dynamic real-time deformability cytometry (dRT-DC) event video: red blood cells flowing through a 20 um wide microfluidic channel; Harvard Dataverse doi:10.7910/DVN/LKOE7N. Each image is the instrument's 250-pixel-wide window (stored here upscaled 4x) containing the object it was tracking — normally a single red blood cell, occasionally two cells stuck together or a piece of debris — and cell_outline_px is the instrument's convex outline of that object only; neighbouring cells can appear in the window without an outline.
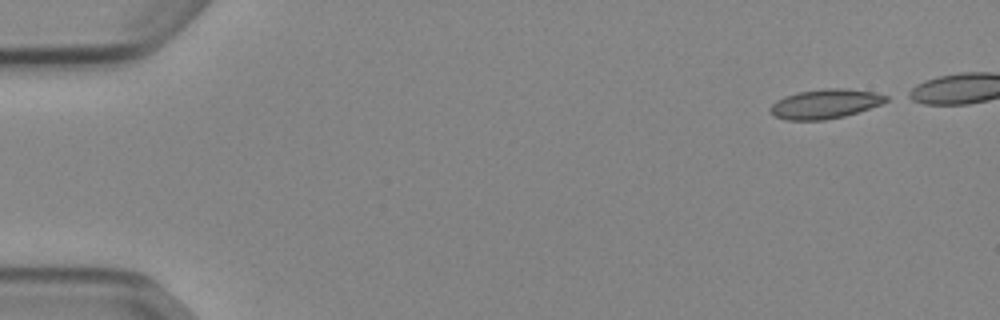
{"species": "Egyptian fruit bat (a non-hibernating species)", "species_latin": "Rousettus aegyptiacus", "temperature_condition": "cold", "stored_images_in_passage": 43, "camera_frame_rate_fps": 3000, "um_per_image_px": 0.085, "animal": {"sex": "female"}, "frame": {"image": 1, "passage_image": 1, "time_ms": 0.0, "image_size_px": [1000, 320], "cell_outline_px": [[888, 100], [880, 104], [844, 116], [824, 120], [788, 120], [776, 116], [768, 112], [768, 108], [776, 100], [784, 96], [796, 92], [824, 88], [844, 88], [876, 92], [888, 96]], "centroid_in_image_um": [70.09, 8.81], "position_along_channel_um": 14.9, "area_um2": 19.88}}
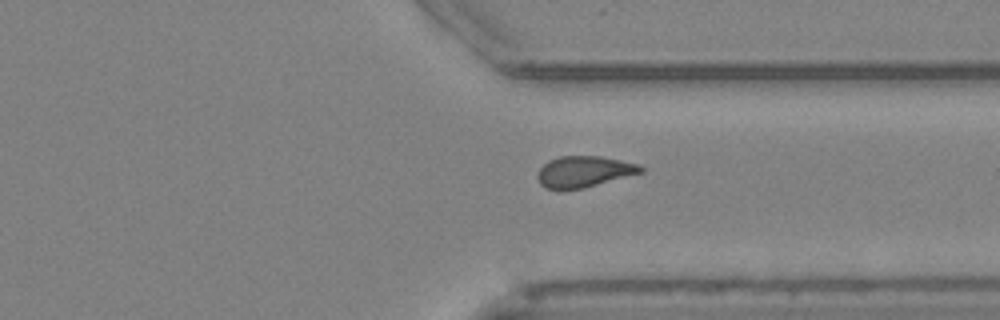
{"frame": {"image": 2, "passage_image": 37, "time_ms": 12.0, "image_size_px": [1000, 320], "cell_outline_px": [[644, 172], [584, 188], [544, 188], [540, 184], [536, 176], [540, 168], [548, 160], [560, 156], [600, 156], [640, 164], [644, 168]], "centroid_in_image_um": [49.66, 14.57], "position_along_channel_um": 361.7, "area_um2": 18.67}}
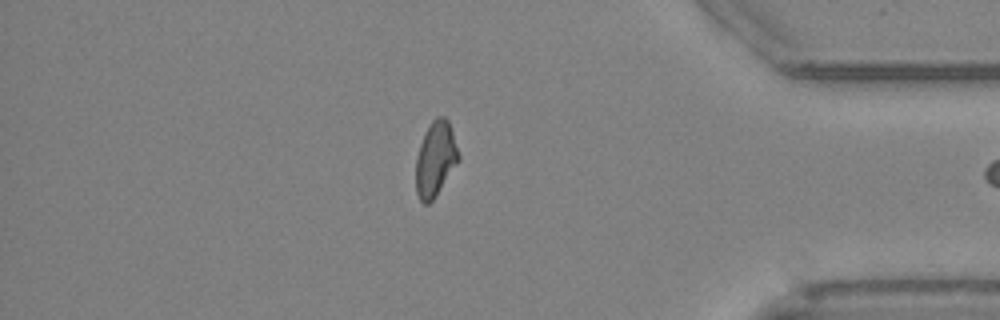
{"frame": {"image": 3, "passage_image": 42, "time_ms": 13.667, "image_size_px": [1000, 320], "cell_outline_px": [[460, 160], [436, 196], [428, 204], [424, 204], [420, 200], [416, 192], [416, 156], [420, 144], [428, 124], [436, 116], [444, 116], [448, 120], [460, 156]], "centroid_in_image_um": [37.01, 13.51], "position_along_channel_um": 398.2, "area_um2": 18.73}}